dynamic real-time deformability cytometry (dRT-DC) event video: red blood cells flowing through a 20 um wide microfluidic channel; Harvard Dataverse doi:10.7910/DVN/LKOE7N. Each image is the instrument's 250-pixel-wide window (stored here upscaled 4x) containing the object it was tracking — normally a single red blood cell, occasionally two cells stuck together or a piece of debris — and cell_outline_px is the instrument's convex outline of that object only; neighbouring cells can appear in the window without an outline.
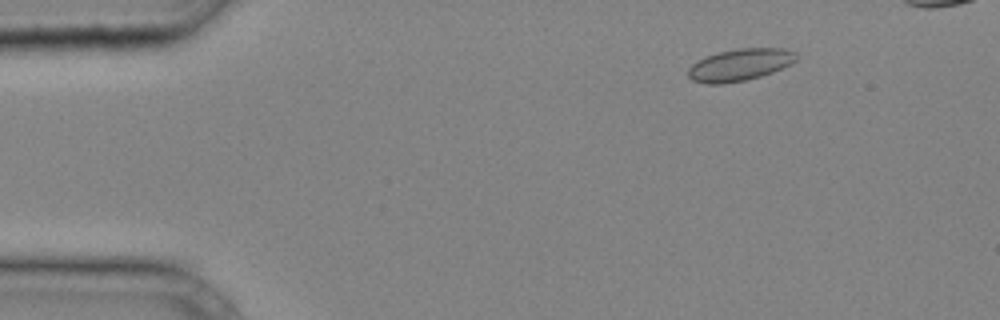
{"species": "common noctule bat (a hibernating species)", "species_latin": "Nyctalus noctula", "temperature_condition": "cold", "stored_images_in_passage": 33, "camera_frame_rate_fps": 3000, "um_per_image_px": 0.085, "animal": {"sex": "male", "body_mass_g": 20.4}, "frame": {"image": 1, "passage_image": 4, "time_ms": 1.0, "image_size_px": [1000, 320], "cell_outline_px": [[796, 60], [792, 64], [772, 72], [760, 76], [744, 80], [720, 84], [708, 84], [692, 80], [688, 76], [688, 68], [692, 64], [708, 56], [720, 52], [736, 48], [784, 48], [796, 52]], "centroid_in_image_um": [62.91, 5.5], "position_along_channel_um": 22.1, "area_um2": 20.0}}
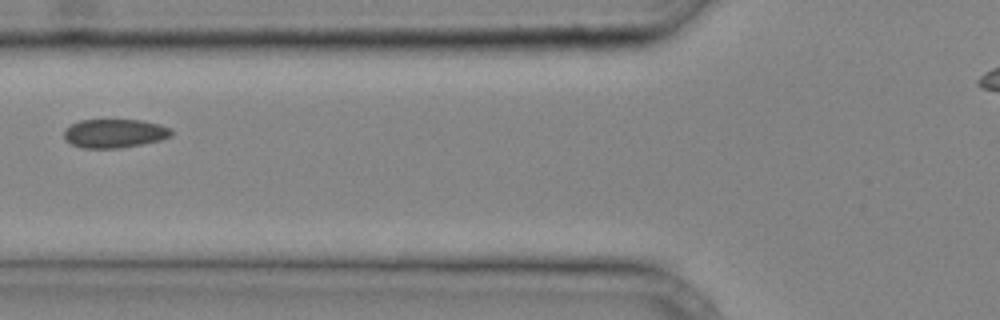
{"frame": {"image": 2, "passage_image": 14, "time_ms": 4.333, "image_size_px": [1000, 320], "cell_outline_px": [[172, 136], [160, 140], [120, 148], [80, 148], [64, 140], [64, 128], [80, 120], [140, 120], [160, 124], [168, 128], [172, 132]], "centroid_in_image_um": [9.69, 11.34], "position_along_channel_um": 116.1, "area_um2": 17.98}}
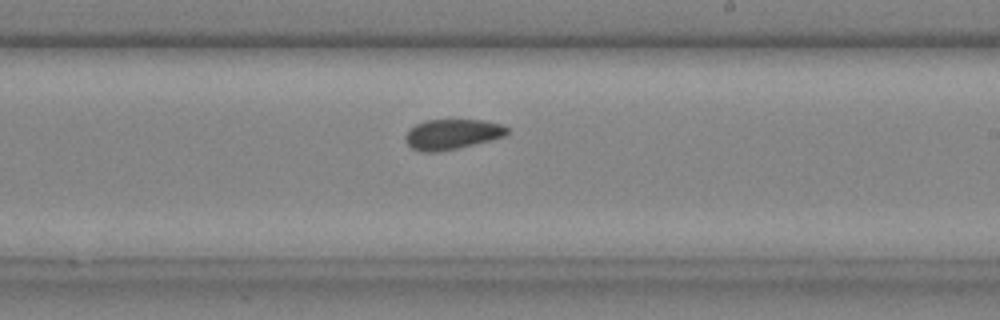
{"frame": {"image": 3, "passage_image": 22, "time_ms": 7.0, "image_size_px": [1000, 320], "cell_outline_px": [[508, 132], [504, 136], [440, 152], [420, 152], [412, 148], [404, 140], [404, 136], [408, 128], [424, 120], [484, 120], [500, 124], [508, 128]], "centroid_in_image_um": [38.35, 11.4], "position_along_channel_um": 250.6, "area_um2": 17.86}}